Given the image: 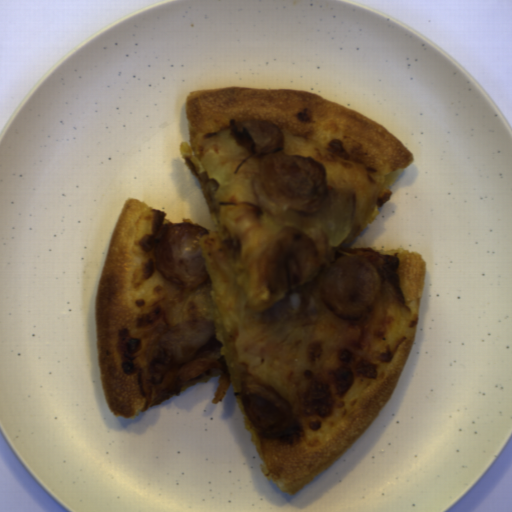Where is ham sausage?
Here are the masks:
<instances>
[{
	"label": "ham sausage",
	"instance_id": "ham-sausage-1",
	"mask_svg": "<svg viewBox=\"0 0 512 512\" xmlns=\"http://www.w3.org/2000/svg\"><path fill=\"white\" fill-rule=\"evenodd\" d=\"M250 147L262 155L261 182L273 202L290 211L315 213L326 197V171L321 162L298 154H286L285 138L273 121L239 123Z\"/></svg>",
	"mask_w": 512,
	"mask_h": 512
},
{
	"label": "ham sausage",
	"instance_id": "ham-sausage-2",
	"mask_svg": "<svg viewBox=\"0 0 512 512\" xmlns=\"http://www.w3.org/2000/svg\"><path fill=\"white\" fill-rule=\"evenodd\" d=\"M382 281L376 268L356 255L330 262L320 283L324 305L342 318H359L377 299Z\"/></svg>",
	"mask_w": 512,
	"mask_h": 512
},
{
	"label": "ham sausage",
	"instance_id": "ham-sausage-3",
	"mask_svg": "<svg viewBox=\"0 0 512 512\" xmlns=\"http://www.w3.org/2000/svg\"><path fill=\"white\" fill-rule=\"evenodd\" d=\"M208 232L196 223H179L165 232L156 248V268L163 277L185 289L198 288L209 275L201 241Z\"/></svg>",
	"mask_w": 512,
	"mask_h": 512
},
{
	"label": "ham sausage",
	"instance_id": "ham-sausage-4",
	"mask_svg": "<svg viewBox=\"0 0 512 512\" xmlns=\"http://www.w3.org/2000/svg\"><path fill=\"white\" fill-rule=\"evenodd\" d=\"M315 240L302 229L283 227L274 238L265 265L267 287L274 293L301 284L316 268Z\"/></svg>",
	"mask_w": 512,
	"mask_h": 512
},
{
	"label": "ham sausage",
	"instance_id": "ham-sausage-5",
	"mask_svg": "<svg viewBox=\"0 0 512 512\" xmlns=\"http://www.w3.org/2000/svg\"><path fill=\"white\" fill-rule=\"evenodd\" d=\"M249 425L263 433L287 432L292 421L285 400L262 387H246L239 398Z\"/></svg>",
	"mask_w": 512,
	"mask_h": 512
},
{
	"label": "ham sausage",
	"instance_id": "ham-sausage-6",
	"mask_svg": "<svg viewBox=\"0 0 512 512\" xmlns=\"http://www.w3.org/2000/svg\"><path fill=\"white\" fill-rule=\"evenodd\" d=\"M318 310L316 299L306 293H294L272 304L263 312L261 320L264 324L315 316Z\"/></svg>",
	"mask_w": 512,
	"mask_h": 512
}]
</instances>
